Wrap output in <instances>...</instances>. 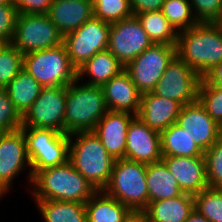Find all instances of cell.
<instances>
[{"mask_svg": "<svg viewBox=\"0 0 222 222\" xmlns=\"http://www.w3.org/2000/svg\"><path fill=\"white\" fill-rule=\"evenodd\" d=\"M110 26L111 23L93 17L64 36L70 62L76 69L97 52L108 49Z\"/></svg>", "mask_w": 222, "mask_h": 222, "instance_id": "30bf717a", "label": "cell"}, {"mask_svg": "<svg viewBox=\"0 0 222 222\" xmlns=\"http://www.w3.org/2000/svg\"><path fill=\"white\" fill-rule=\"evenodd\" d=\"M94 17L108 23H114L133 15L129 0H102L92 2Z\"/></svg>", "mask_w": 222, "mask_h": 222, "instance_id": "836d02e7", "label": "cell"}, {"mask_svg": "<svg viewBox=\"0 0 222 222\" xmlns=\"http://www.w3.org/2000/svg\"><path fill=\"white\" fill-rule=\"evenodd\" d=\"M208 187L222 189V137L204 152Z\"/></svg>", "mask_w": 222, "mask_h": 222, "instance_id": "e575fe53", "label": "cell"}, {"mask_svg": "<svg viewBox=\"0 0 222 222\" xmlns=\"http://www.w3.org/2000/svg\"><path fill=\"white\" fill-rule=\"evenodd\" d=\"M160 11L178 32L198 24L190 0H164Z\"/></svg>", "mask_w": 222, "mask_h": 222, "instance_id": "f546056e", "label": "cell"}, {"mask_svg": "<svg viewBox=\"0 0 222 222\" xmlns=\"http://www.w3.org/2000/svg\"><path fill=\"white\" fill-rule=\"evenodd\" d=\"M17 9L13 2L0 6V39L11 43L15 34Z\"/></svg>", "mask_w": 222, "mask_h": 222, "instance_id": "74e56055", "label": "cell"}, {"mask_svg": "<svg viewBox=\"0 0 222 222\" xmlns=\"http://www.w3.org/2000/svg\"><path fill=\"white\" fill-rule=\"evenodd\" d=\"M125 222H150L148 216L143 211H133L126 218Z\"/></svg>", "mask_w": 222, "mask_h": 222, "instance_id": "b9f144b4", "label": "cell"}, {"mask_svg": "<svg viewBox=\"0 0 222 222\" xmlns=\"http://www.w3.org/2000/svg\"><path fill=\"white\" fill-rule=\"evenodd\" d=\"M109 111L129 112L138 115L141 93L124 69L102 86Z\"/></svg>", "mask_w": 222, "mask_h": 222, "instance_id": "ffe728a7", "label": "cell"}, {"mask_svg": "<svg viewBox=\"0 0 222 222\" xmlns=\"http://www.w3.org/2000/svg\"><path fill=\"white\" fill-rule=\"evenodd\" d=\"M133 15L144 12L160 11L164 0H129Z\"/></svg>", "mask_w": 222, "mask_h": 222, "instance_id": "ab89813d", "label": "cell"}, {"mask_svg": "<svg viewBox=\"0 0 222 222\" xmlns=\"http://www.w3.org/2000/svg\"><path fill=\"white\" fill-rule=\"evenodd\" d=\"M25 69L42 87L68 86L77 79L65 44L24 55Z\"/></svg>", "mask_w": 222, "mask_h": 222, "instance_id": "52a82bcc", "label": "cell"}, {"mask_svg": "<svg viewBox=\"0 0 222 222\" xmlns=\"http://www.w3.org/2000/svg\"><path fill=\"white\" fill-rule=\"evenodd\" d=\"M176 124L190 135L203 152L222 135V128L207 114L198 100L182 106Z\"/></svg>", "mask_w": 222, "mask_h": 222, "instance_id": "9a60e30c", "label": "cell"}, {"mask_svg": "<svg viewBox=\"0 0 222 222\" xmlns=\"http://www.w3.org/2000/svg\"><path fill=\"white\" fill-rule=\"evenodd\" d=\"M124 69L125 66L107 49L97 52L78 68L77 79L82 82L83 78L88 76V81H85L86 85L102 87Z\"/></svg>", "mask_w": 222, "mask_h": 222, "instance_id": "7402d4cb", "label": "cell"}, {"mask_svg": "<svg viewBox=\"0 0 222 222\" xmlns=\"http://www.w3.org/2000/svg\"><path fill=\"white\" fill-rule=\"evenodd\" d=\"M202 77L177 55L168 64L153 94L178 101L182 106L195 103Z\"/></svg>", "mask_w": 222, "mask_h": 222, "instance_id": "8fae6325", "label": "cell"}, {"mask_svg": "<svg viewBox=\"0 0 222 222\" xmlns=\"http://www.w3.org/2000/svg\"><path fill=\"white\" fill-rule=\"evenodd\" d=\"M42 88L25 69H22L4 89L16 110L23 116L36 101Z\"/></svg>", "mask_w": 222, "mask_h": 222, "instance_id": "4316f807", "label": "cell"}, {"mask_svg": "<svg viewBox=\"0 0 222 222\" xmlns=\"http://www.w3.org/2000/svg\"><path fill=\"white\" fill-rule=\"evenodd\" d=\"M11 43L25 55L63 44L64 36L46 14H18Z\"/></svg>", "mask_w": 222, "mask_h": 222, "instance_id": "ba28073f", "label": "cell"}, {"mask_svg": "<svg viewBox=\"0 0 222 222\" xmlns=\"http://www.w3.org/2000/svg\"><path fill=\"white\" fill-rule=\"evenodd\" d=\"M69 161L97 190L108 185L115 162L93 131L69 135Z\"/></svg>", "mask_w": 222, "mask_h": 222, "instance_id": "3957f363", "label": "cell"}, {"mask_svg": "<svg viewBox=\"0 0 222 222\" xmlns=\"http://www.w3.org/2000/svg\"><path fill=\"white\" fill-rule=\"evenodd\" d=\"M184 222H209V221L194 209Z\"/></svg>", "mask_w": 222, "mask_h": 222, "instance_id": "7bdbcfd3", "label": "cell"}, {"mask_svg": "<svg viewBox=\"0 0 222 222\" xmlns=\"http://www.w3.org/2000/svg\"><path fill=\"white\" fill-rule=\"evenodd\" d=\"M198 23H217L222 17V0H190Z\"/></svg>", "mask_w": 222, "mask_h": 222, "instance_id": "8d00e7d4", "label": "cell"}, {"mask_svg": "<svg viewBox=\"0 0 222 222\" xmlns=\"http://www.w3.org/2000/svg\"><path fill=\"white\" fill-rule=\"evenodd\" d=\"M136 17L154 44H177L179 32L161 11L139 13Z\"/></svg>", "mask_w": 222, "mask_h": 222, "instance_id": "f1b7e54d", "label": "cell"}, {"mask_svg": "<svg viewBox=\"0 0 222 222\" xmlns=\"http://www.w3.org/2000/svg\"><path fill=\"white\" fill-rule=\"evenodd\" d=\"M194 209L209 222H222V189L206 188L193 195Z\"/></svg>", "mask_w": 222, "mask_h": 222, "instance_id": "4dcf8cb0", "label": "cell"}, {"mask_svg": "<svg viewBox=\"0 0 222 222\" xmlns=\"http://www.w3.org/2000/svg\"><path fill=\"white\" fill-rule=\"evenodd\" d=\"M67 86L43 87L22 116V127L50 128L64 133Z\"/></svg>", "mask_w": 222, "mask_h": 222, "instance_id": "7c38bea8", "label": "cell"}, {"mask_svg": "<svg viewBox=\"0 0 222 222\" xmlns=\"http://www.w3.org/2000/svg\"><path fill=\"white\" fill-rule=\"evenodd\" d=\"M108 111L102 87L76 79L67 86L64 133L92 131Z\"/></svg>", "mask_w": 222, "mask_h": 222, "instance_id": "277c9868", "label": "cell"}, {"mask_svg": "<svg viewBox=\"0 0 222 222\" xmlns=\"http://www.w3.org/2000/svg\"><path fill=\"white\" fill-rule=\"evenodd\" d=\"M217 24L221 27L222 29V22H217Z\"/></svg>", "mask_w": 222, "mask_h": 222, "instance_id": "7dc6e473", "label": "cell"}, {"mask_svg": "<svg viewBox=\"0 0 222 222\" xmlns=\"http://www.w3.org/2000/svg\"><path fill=\"white\" fill-rule=\"evenodd\" d=\"M44 222H87L85 203L33 199Z\"/></svg>", "mask_w": 222, "mask_h": 222, "instance_id": "83f0119b", "label": "cell"}, {"mask_svg": "<svg viewBox=\"0 0 222 222\" xmlns=\"http://www.w3.org/2000/svg\"><path fill=\"white\" fill-rule=\"evenodd\" d=\"M65 36L94 17L91 0H53L46 14Z\"/></svg>", "mask_w": 222, "mask_h": 222, "instance_id": "44dd1931", "label": "cell"}, {"mask_svg": "<svg viewBox=\"0 0 222 222\" xmlns=\"http://www.w3.org/2000/svg\"><path fill=\"white\" fill-rule=\"evenodd\" d=\"M33 199L86 203L98 190L70 161L36 172L32 176Z\"/></svg>", "mask_w": 222, "mask_h": 222, "instance_id": "6da1fadb", "label": "cell"}, {"mask_svg": "<svg viewBox=\"0 0 222 222\" xmlns=\"http://www.w3.org/2000/svg\"><path fill=\"white\" fill-rule=\"evenodd\" d=\"M197 100L207 114L222 128V87L207 84L201 79Z\"/></svg>", "mask_w": 222, "mask_h": 222, "instance_id": "d6a6232c", "label": "cell"}, {"mask_svg": "<svg viewBox=\"0 0 222 222\" xmlns=\"http://www.w3.org/2000/svg\"><path fill=\"white\" fill-rule=\"evenodd\" d=\"M176 56V45L153 44L125 66L141 94L152 92Z\"/></svg>", "mask_w": 222, "mask_h": 222, "instance_id": "9c48e42d", "label": "cell"}, {"mask_svg": "<svg viewBox=\"0 0 222 222\" xmlns=\"http://www.w3.org/2000/svg\"><path fill=\"white\" fill-rule=\"evenodd\" d=\"M28 166L31 168L23 131L0 133V192L4 197L14 179Z\"/></svg>", "mask_w": 222, "mask_h": 222, "instance_id": "5bb4252c", "label": "cell"}, {"mask_svg": "<svg viewBox=\"0 0 222 222\" xmlns=\"http://www.w3.org/2000/svg\"><path fill=\"white\" fill-rule=\"evenodd\" d=\"M87 222H125L131 210L104 190H98L85 203Z\"/></svg>", "mask_w": 222, "mask_h": 222, "instance_id": "cb8c5ba5", "label": "cell"}, {"mask_svg": "<svg viewBox=\"0 0 222 222\" xmlns=\"http://www.w3.org/2000/svg\"><path fill=\"white\" fill-rule=\"evenodd\" d=\"M176 55L201 77L222 62V29L217 23H198L180 31Z\"/></svg>", "mask_w": 222, "mask_h": 222, "instance_id": "7a4b0ae2", "label": "cell"}, {"mask_svg": "<svg viewBox=\"0 0 222 222\" xmlns=\"http://www.w3.org/2000/svg\"><path fill=\"white\" fill-rule=\"evenodd\" d=\"M153 44L135 15L111 23L108 50L122 65L126 66Z\"/></svg>", "mask_w": 222, "mask_h": 222, "instance_id": "4fadbf2b", "label": "cell"}, {"mask_svg": "<svg viewBox=\"0 0 222 222\" xmlns=\"http://www.w3.org/2000/svg\"><path fill=\"white\" fill-rule=\"evenodd\" d=\"M193 210V195L182 193L175 198L149 202L143 212L150 222H184Z\"/></svg>", "mask_w": 222, "mask_h": 222, "instance_id": "603a6c76", "label": "cell"}, {"mask_svg": "<svg viewBox=\"0 0 222 222\" xmlns=\"http://www.w3.org/2000/svg\"><path fill=\"white\" fill-rule=\"evenodd\" d=\"M162 157H204L190 135L176 123L160 133Z\"/></svg>", "mask_w": 222, "mask_h": 222, "instance_id": "484cf974", "label": "cell"}, {"mask_svg": "<svg viewBox=\"0 0 222 222\" xmlns=\"http://www.w3.org/2000/svg\"><path fill=\"white\" fill-rule=\"evenodd\" d=\"M133 211H144L149 204L146 164L127 159L115 160L108 185L103 189Z\"/></svg>", "mask_w": 222, "mask_h": 222, "instance_id": "8992f818", "label": "cell"}, {"mask_svg": "<svg viewBox=\"0 0 222 222\" xmlns=\"http://www.w3.org/2000/svg\"><path fill=\"white\" fill-rule=\"evenodd\" d=\"M12 0H0V6L10 3Z\"/></svg>", "mask_w": 222, "mask_h": 222, "instance_id": "ee69618b", "label": "cell"}, {"mask_svg": "<svg viewBox=\"0 0 222 222\" xmlns=\"http://www.w3.org/2000/svg\"><path fill=\"white\" fill-rule=\"evenodd\" d=\"M146 183L149 202L175 198L183 193L162 161L146 164Z\"/></svg>", "mask_w": 222, "mask_h": 222, "instance_id": "d4e9b609", "label": "cell"}, {"mask_svg": "<svg viewBox=\"0 0 222 222\" xmlns=\"http://www.w3.org/2000/svg\"><path fill=\"white\" fill-rule=\"evenodd\" d=\"M18 14H47L53 0H12Z\"/></svg>", "mask_w": 222, "mask_h": 222, "instance_id": "f35d334b", "label": "cell"}, {"mask_svg": "<svg viewBox=\"0 0 222 222\" xmlns=\"http://www.w3.org/2000/svg\"><path fill=\"white\" fill-rule=\"evenodd\" d=\"M182 105L175 100L160 97L152 92L141 94L137 117L150 129L159 133L176 123Z\"/></svg>", "mask_w": 222, "mask_h": 222, "instance_id": "d6986e66", "label": "cell"}, {"mask_svg": "<svg viewBox=\"0 0 222 222\" xmlns=\"http://www.w3.org/2000/svg\"><path fill=\"white\" fill-rule=\"evenodd\" d=\"M22 127V116L16 110L5 89H0V133Z\"/></svg>", "mask_w": 222, "mask_h": 222, "instance_id": "d590c367", "label": "cell"}, {"mask_svg": "<svg viewBox=\"0 0 222 222\" xmlns=\"http://www.w3.org/2000/svg\"><path fill=\"white\" fill-rule=\"evenodd\" d=\"M202 79L214 86L222 87V62L215 65L209 72H207Z\"/></svg>", "mask_w": 222, "mask_h": 222, "instance_id": "60d3db41", "label": "cell"}, {"mask_svg": "<svg viewBox=\"0 0 222 222\" xmlns=\"http://www.w3.org/2000/svg\"><path fill=\"white\" fill-rule=\"evenodd\" d=\"M6 44L5 41H3L2 39H0V49Z\"/></svg>", "mask_w": 222, "mask_h": 222, "instance_id": "f6af8a7d", "label": "cell"}, {"mask_svg": "<svg viewBox=\"0 0 222 222\" xmlns=\"http://www.w3.org/2000/svg\"><path fill=\"white\" fill-rule=\"evenodd\" d=\"M125 159L144 164L162 159L160 133L150 129L137 116L131 120L128 128Z\"/></svg>", "mask_w": 222, "mask_h": 222, "instance_id": "2e32d148", "label": "cell"}, {"mask_svg": "<svg viewBox=\"0 0 222 222\" xmlns=\"http://www.w3.org/2000/svg\"><path fill=\"white\" fill-rule=\"evenodd\" d=\"M183 193L196 195L208 188L204 157H162Z\"/></svg>", "mask_w": 222, "mask_h": 222, "instance_id": "ac0fdd59", "label": "cell"}, {"mask_svg": "<svg viewBox=\"0 0 222 222\" xmlns=\"http://www.w3.org/2000/svg\"><path fill=\"white\" fill-rule=\"evenodd\" d=\"M91 2H102V0H91Z\"/></svg>", "mask_w": 222, "mask_h": 222, "instance_id": "bcb514c9", "label": "cell"}, {"mask_svg": "<svg viewBox=\"0 0 222 222\" xmlns=\"http://www.w3.org/2000/svg\"><path fill=\"white\" fill-rule=\"evenodd\" d=\"M24 54L12 43L0 49V89H4L23 69Z\"/></svg>", "mask_w": 222, "mask_h": 222, "instance_id": "1f68e13d", "label": "cell"}, {"mask_svg": "<svg viewBox=\"0 0 222 222\" xmlns=\"http://www.w3.org/2000/svg\"><path fill=\"white\" fill-rule=\"evenodd\" d=\"M135 116L129 112L108 111L92 130L114 160L125 159L126 136Z\"/></svg>", "mask_w": 222, "mask_h": 222, "instance_id": "e0dca14e", "label": "cell"}, {"mask_svg": "<svg viewBox=\"0 0 222 222\" xmlns=\"http://www.w3.org/2000/svg\"><path fill=\"white\" fill-rule=\"evenodd\" d=\"M26 140L27 155L31 164L28 183L32 176L45 168L69 161V135L50 128L21 127Z\"/></svg>", "mask_w": 222, "mask_h": 222, "instance_id": "5b68a950", "label": "cell"}]
</instances>
